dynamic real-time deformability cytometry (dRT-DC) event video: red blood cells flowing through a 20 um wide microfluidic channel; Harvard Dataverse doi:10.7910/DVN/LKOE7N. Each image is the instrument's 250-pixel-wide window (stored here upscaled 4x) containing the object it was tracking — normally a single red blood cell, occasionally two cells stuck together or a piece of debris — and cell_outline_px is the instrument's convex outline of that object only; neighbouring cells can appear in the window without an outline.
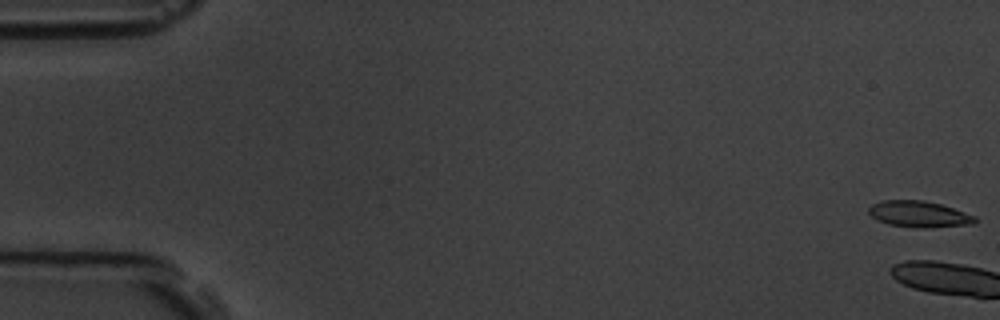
{"species": "common noctule bat (a hibernating species)", "species_latin": "Nyctalus noctula", "temperature_condition": "room temperature", "stored_images_in_passage": 6, "camera_frame_rate_fps": 3000, "um_per_image_px": 0.085, "animal": {"sex": "male", "body_mass_g": 19.5, "forearm_length_mm": 54.6}, "frame": {"image": 1, "passage_image": 1, "time_ms": 0.0, "image_size_px": [1000, 320], "cell_outline_px": [[976, 224], [928, 228], [920, 228], [888, 224], [872, 216], [868, 212], [868, 208], [872, 204], [880, 200], [924, 200], [940, 204], [976, 216]], "centroid_in_image_um": [78.13, 18.2], "position_along_channel_um": 6.9, "area_um2": 16.24}}